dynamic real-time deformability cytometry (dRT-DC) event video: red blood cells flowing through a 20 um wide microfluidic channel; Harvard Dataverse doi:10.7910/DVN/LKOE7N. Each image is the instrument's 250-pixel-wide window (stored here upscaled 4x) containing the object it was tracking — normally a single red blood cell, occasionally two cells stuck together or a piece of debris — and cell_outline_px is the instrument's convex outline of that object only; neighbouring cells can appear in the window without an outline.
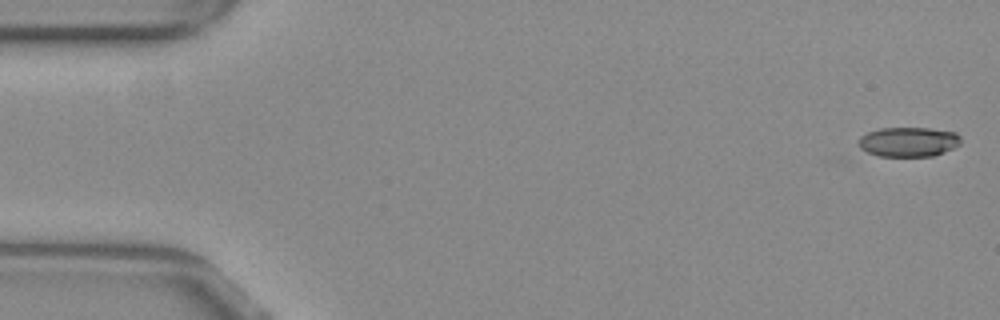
{"species": "common noctule bat (a hibernating species)", "species_latin": "Nyctalus noctula", "temperature_condition": "warm", "stored_images_in_passage": 8, "camera_frame_rate_fps": 3000, "um_per_image_px": 0.085, "animal": {"sex": "female", "body_mass_g": 29.2, "forearm_length_mm": 56.3}, "frame": {"image": 1, "passage_image": 1, "time_ms": 0.0, "image_size_px": [1000, 320], "cell_outline_px": [[960, 144], [944, 152], [932, 156], [880, 156], [868, 152], [860, 148], [860, 136], [868, 132], [880, 128], [928, 128], [956, 132], [960, 136]], "centroid_in_image_um": [77.24, 12.05], "position_along_channel_um": 7.8, "area_um2": 17.51}}